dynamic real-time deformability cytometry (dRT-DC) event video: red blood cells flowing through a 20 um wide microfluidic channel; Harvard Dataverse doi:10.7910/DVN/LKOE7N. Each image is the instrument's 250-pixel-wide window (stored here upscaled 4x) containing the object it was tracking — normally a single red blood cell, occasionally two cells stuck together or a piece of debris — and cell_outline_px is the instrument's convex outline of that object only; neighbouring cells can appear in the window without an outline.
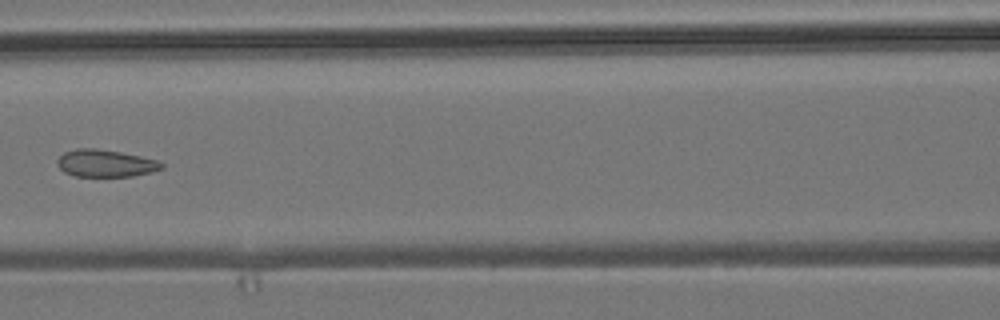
{"species": "common noctule bat (a hibernating species)", "species_latin": "Nyctalus noctula", "temperature_condition": "room temperature", "stored_images_in_passage": 9, "camera_frame_rate_fps": 3000, "um_per_image_px": 0.085, "animal": {"sex": "male", "body_mass_g": 19.2, "forearm_length_mm": 51.8}, "frame": {"image": 1, "passage_image": 7, "time_ms": 7.0, "image_size_px": [1000, 320], "cell_outline_px": [[164, 168], [152, 172], [132, 176], [72, 176], [64, 172], [56, 164], [56, 160], [64, 152], [76, 148], [96, 148], [120, 152], [140, 156], [156, 160], [164, 164]], "centroid_in_image_um": [8.94, 13.88], "position_along_channel_um": 157.7, "area_um2": 16.65}}
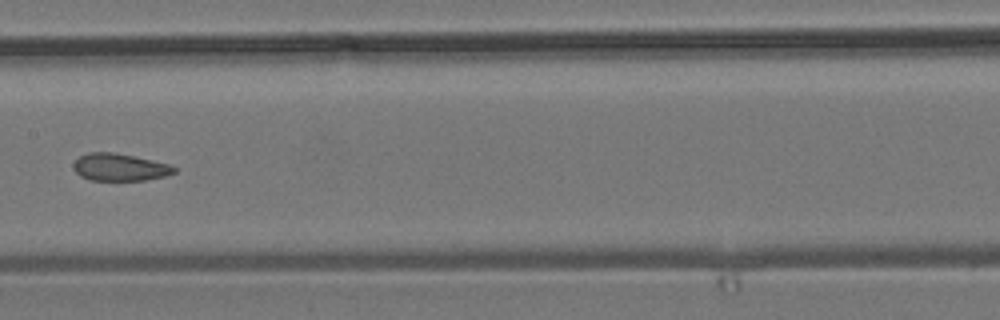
{"frame": {"image": 2, "passage_image": 8, "time_ms": 8.0, "image_size_px": [1000, 320], "cell_outline_px": [[176, 172], [164, 176], [144, 180], [88, 180], [80, 176], [76, 172], [72, 164], [80, 156], [88, 152], [112, 152], [132, 156], [168, 164], [176, 168]], "centroid_in_image_um": [10.13, 14.22], "position_along_channel_um": 197.3, "area_um2": 15.84}}
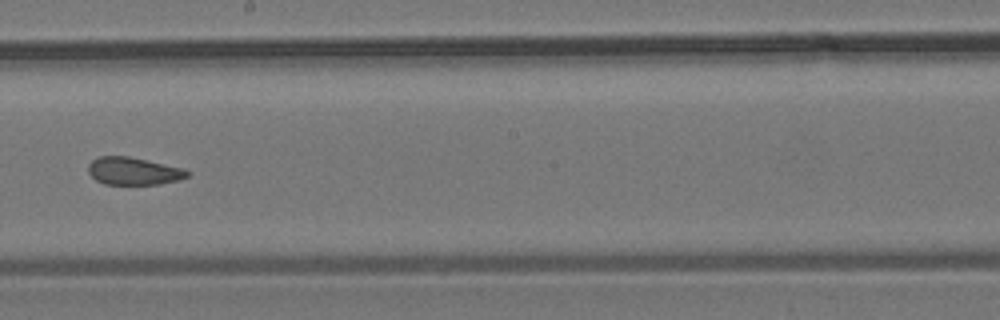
{"frame": {"image": 3, "passage_image": 9, "time_ms": 9.0, "image_size_px": [1000, 320], "cell_outline_px": [[192, 172], [188, 176], [180, 180], [160, 184], [104, 184], [96, 180], [88, 172], [88, 164], [96, 156], [128, 156], [184, 168]], "centroid_in_image_um": [11.36, 14.54], "position_along_channel_um": 236.8, "area_um2": 16.07}}